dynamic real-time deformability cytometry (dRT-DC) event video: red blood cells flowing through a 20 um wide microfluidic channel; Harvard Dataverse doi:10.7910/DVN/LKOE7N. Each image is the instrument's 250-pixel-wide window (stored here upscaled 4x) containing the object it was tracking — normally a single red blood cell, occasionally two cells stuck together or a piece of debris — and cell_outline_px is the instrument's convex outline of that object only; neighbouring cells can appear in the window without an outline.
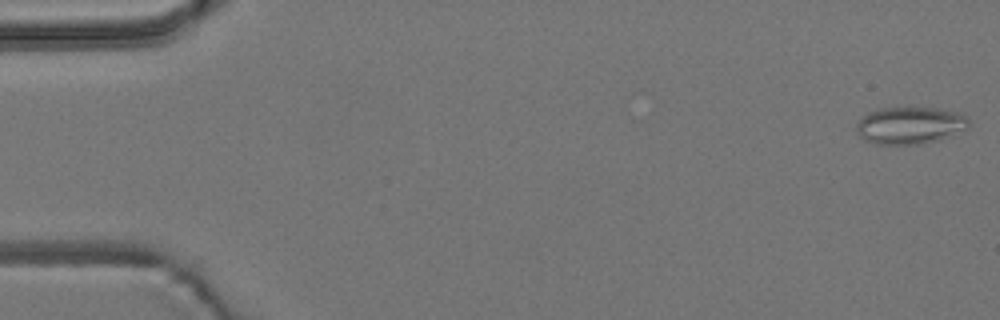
{"species": "common noctule bat (a hibernating species)", "species_latin": "Nyctalus noctula", "temperature_condition": "room temperature", "stored_images_in_passage": 5, "camera_frame_rate_fps": 3000, "um_per_image_px": 0.085, "animal": {"sex": "male", "body_mass_g": 19.2, "forearm_length_mm": 51.8}, "frame": {"image": 1, "passage_image": 1, "time_ms": 0.0, "image_size_px": [1000, 320], "cell_outline_px": [[972, 124], [968, 128], [940, 140], [920, 144], [876, 144], [864, 140], [856, 132], [856, 124], [868, 112], [876, 108], [936, 108], [964, 112], [968, 116]], "centroid_in_image_um": [77.41, 10.65], "position_along_channel_um": 7.6, "area_um2": 24.8}}